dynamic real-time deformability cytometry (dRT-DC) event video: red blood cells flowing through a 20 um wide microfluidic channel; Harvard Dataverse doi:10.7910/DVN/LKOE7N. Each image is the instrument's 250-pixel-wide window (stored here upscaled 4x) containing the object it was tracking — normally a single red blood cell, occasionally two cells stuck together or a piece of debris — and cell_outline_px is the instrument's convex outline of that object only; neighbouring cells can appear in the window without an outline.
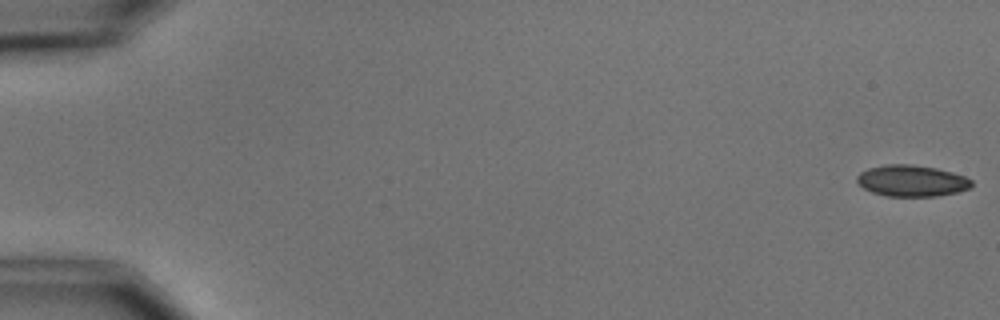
{"species": "common noctule bat (a hibernating species)", "species_latin": "Nyctalus noctula", "temperature_condition": "cold", "stored_images_in_passage": 6, "camera_frame_rate_fps": 3000, "um_per_image_px": 0.085, "animal": {"sex": "male", "body_mass_g": 15.6}, "frame": {"image": 1, "passage_image": 1, "time_ms": 0.0, "image_size_px": [1000, 320], "cell_outline_px": [[972, 188], [956, 192], [936, 196], [888, 196], [872, 192], [864, 188], [856, 180], [856, 176], [860, 172], [868, 168], [888, 164], [908, 164], [936, 168], [952, 172], [964, 176], [972, 180]], "centroid_in_image_um": [77.5, 15.36], "position_along_channel_um": 7.5, "area_um2": 20.87}}
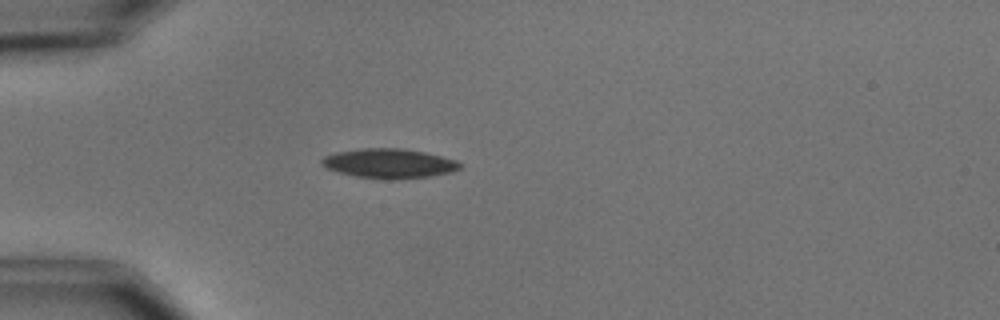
{"frame": {"image": 2, "passage_image": 5, "time_ms": 5.0, "image_size_px": [1000, 320], "cell_outline_px": [[460, 168], [452, 172], [432, 176], [356, 176], [340, 172], [328, 168], [320, 164], [320, 160], [324, 156], [336, 152], [360, 148], [404, 148], [424, 152], [456, 160], [460, 164]], "centroid_in_image_um": [33.05, 13.83], "position_along_channel_um": 51.9, "area_um2": 22.66}}